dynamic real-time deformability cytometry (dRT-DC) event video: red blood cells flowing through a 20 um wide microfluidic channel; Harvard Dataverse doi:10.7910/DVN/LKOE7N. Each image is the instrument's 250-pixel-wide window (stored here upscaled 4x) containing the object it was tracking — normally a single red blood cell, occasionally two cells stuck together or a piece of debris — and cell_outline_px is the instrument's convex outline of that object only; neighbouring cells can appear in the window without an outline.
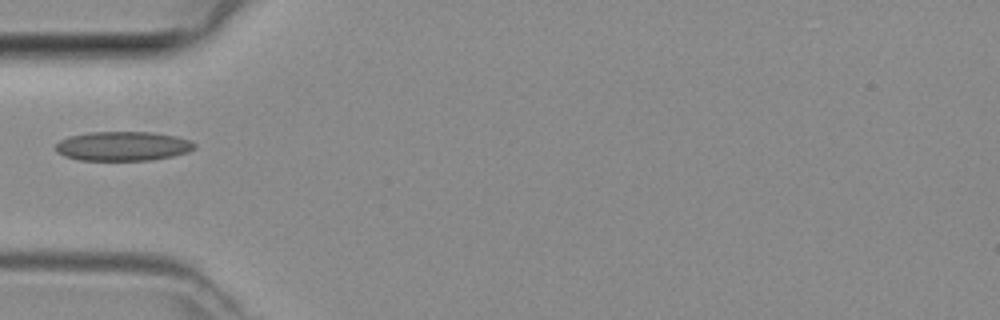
{"species": "common noctule bat (a hibernating species)", "species_latin": "Nyctalus noctula", "temperature_condition": "room temperature", "stored_images_in_passage": 2, "camera_frame_rate_fps": 3000, "um_per_image_px": 0.085, "animal": {"sex": "female", "body_mass_g": 29.2, "forearm_length_mm": 56.3}, "frame": {"image": 1, "passage_image": 1, "time_ms": 0.0, "image_size_px": [1000, 320], "cell_outline_px": [[196, 148], [188, 152], [172, 156], [148, 160], [80, 160], [64, 156], [56, 152], [56, 144], [60, 140], [72, 136], [92, 132], [152, 132], [176, 136], [192, 140], [196, 144]], "centroid_in_image_um": [10.48, 12.42], "position_along_channel_um": 74.5, "area_um2": 23.7}}
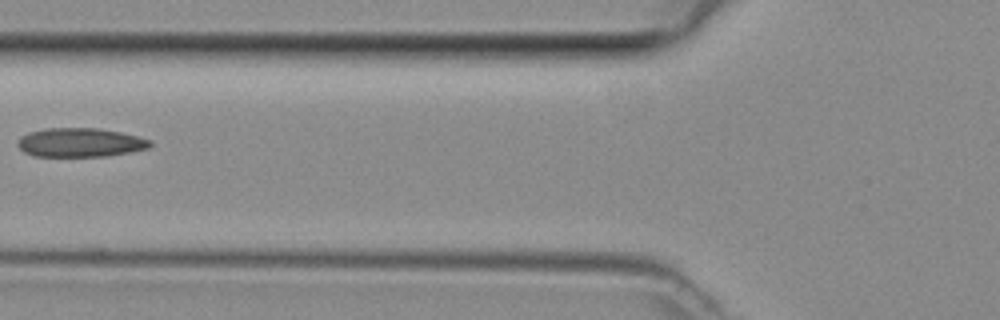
{"frame": {"image": 2, "passage_image": 2, "time_ms": 0.333, "image_size_px": [1000, 320], "cell_outline_px": [[152, 144], [148, 148], [108, 156], [32, 156], [24, 152], [16, 144], [16, 140], [20, 136], [28, 132], [44, 128], [96, 128], [120, 132], [152, 140]], "centroid_in_image_um": [6.76, 12.11], "position_along_channel_um": 119.0, "area_um2": 22.43}}